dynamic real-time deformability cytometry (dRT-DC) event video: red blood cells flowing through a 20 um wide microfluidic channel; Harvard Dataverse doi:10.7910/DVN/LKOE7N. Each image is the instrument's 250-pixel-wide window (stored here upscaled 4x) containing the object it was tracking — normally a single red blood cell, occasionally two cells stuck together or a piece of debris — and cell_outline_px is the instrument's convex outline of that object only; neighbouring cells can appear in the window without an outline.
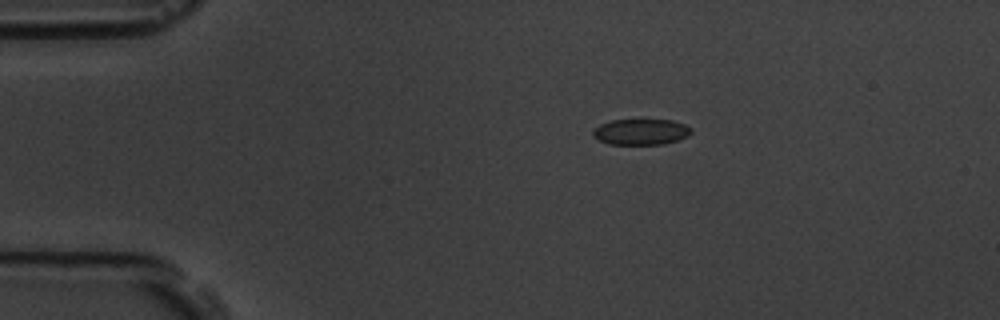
{"species": "common noctule bat (a hibernating species)", "species_latin": "Nyctalus noctula", "temperature_condition": "room temperature", "stored_images_in_passage": 3, "camera_frame_rate_fps": 3000, "um_per_image_px": 0.085, "animal": {"sex": "male", "body_mass_g": 19.5, "forearm_length_mm": 54.6}, "frame": {"image": 1, "passage_image": 3, "time_ms": 2.333, "image_size_px": [1000, 320], "cell_outline_px": [[692, 132], [688, 136], [664, 144], [608, 144], [592, 136], [592, 132], [600, 124], [612, 120], [672, 120], [684, 124], [692, 128]], "centroid_in_image_um": [54.49, 11.21], "position_along_channel_um": 30.5, "area_um2": 14.74}}